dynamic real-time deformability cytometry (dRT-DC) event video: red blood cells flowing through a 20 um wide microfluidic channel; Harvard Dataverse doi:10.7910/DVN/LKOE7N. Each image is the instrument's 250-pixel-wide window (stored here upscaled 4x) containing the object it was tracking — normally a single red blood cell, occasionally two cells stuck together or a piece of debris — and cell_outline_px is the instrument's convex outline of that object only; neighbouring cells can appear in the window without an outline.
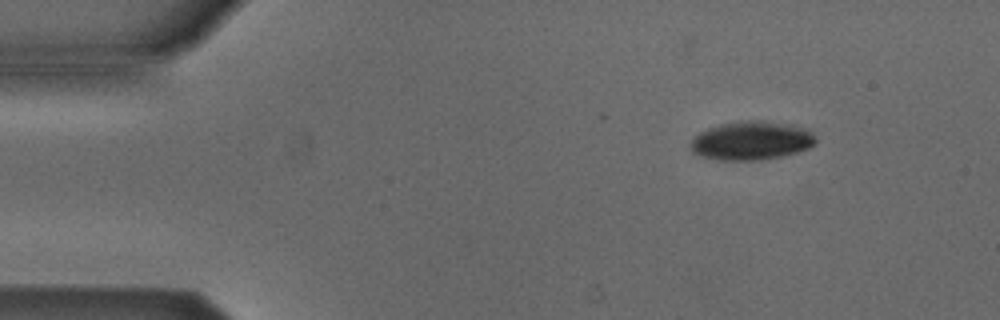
{"species": "Egyptian fruit bat (a non-hibernating species)", "species_latin": "Rousettus aegyptiacus", "temperature_condition": "cold", "stored_images_in_passage": 4, "segment_of_instrument_passage": [1, 2], "camera_frame_rate_fps": 3000, "um_per_image_px": 0.085, "animal": {"sex": "male"}, "frame": {"image": 1, "passage_image": 1, "time_ms": 0.0, "image_size_px": [1000, 320], "cell_outline_px": [[816, 140], [808, 148], [796, 152], [780, 156], [760, 160], [720, 160], [700, 156], [692, 152], [688, 148], [688, 144], [700, 132], [708, 128], [720, 124], [748, 120], [764, 120], [792, 124], [808, 128], [812, 132]], "centroid_in_image_um": [63.85, 11.94], "position_along_channel_um": 21.2, "area_um2": 28.38}}